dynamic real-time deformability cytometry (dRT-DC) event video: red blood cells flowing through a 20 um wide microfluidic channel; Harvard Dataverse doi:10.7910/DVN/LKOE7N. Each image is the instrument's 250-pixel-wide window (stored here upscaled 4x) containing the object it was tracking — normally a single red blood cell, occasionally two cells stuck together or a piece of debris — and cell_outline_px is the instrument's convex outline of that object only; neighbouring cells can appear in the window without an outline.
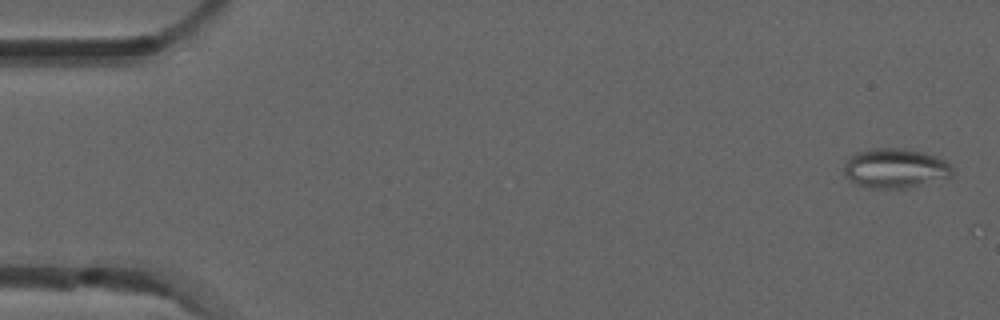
{"species": "common noctule bat (a hibernating species)", "species_latin": "Nyctalus noctula", "temperature_condition": "room temperature", "stored_images_in_passage": 5, "camera_frame_rate_fps": 3000, "um_per_image_px": 0.085, "animal": {"sex": "male", "forearm_length_mm": 52.5}, "frame": {"image": 1, "passage_image": 1, "time_ms": 0.0, "image_size_px": [1000, 320], "cell_outline_px": [[952, 176], [904, 188], [872, 188], [856, 184], [848, 180], [844, 172], [844, 168], [848, 160], [856, 152], [872, 148], [904, 148], [924, 152], [936, 156], [952, 164]], "centroid_in_image_um": [76.09, 14.29], "position_along_channel_um": 8.9, "area_um2": 24.85}}
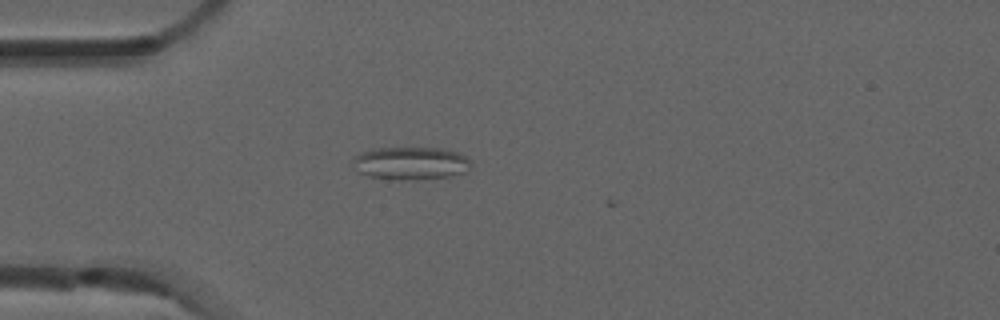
{"frame": {"image": 2, "passage_image": 5, "time_ms": 1.333, "image_size_px": [1000, 320], "cell_outline_px": [[472, 160], [468, 168], [464, 172], [452, 176], [416, 180], [396, 180], [368, 176], [356, 172], [352, 160], [352, 156], [360, 152], [372, 148], [440, 148], [456, 152]], "centroid_in_image_um": [34.84, 13.88], "position_along_channel_um": 50.2, "area_um2": 22.95}}